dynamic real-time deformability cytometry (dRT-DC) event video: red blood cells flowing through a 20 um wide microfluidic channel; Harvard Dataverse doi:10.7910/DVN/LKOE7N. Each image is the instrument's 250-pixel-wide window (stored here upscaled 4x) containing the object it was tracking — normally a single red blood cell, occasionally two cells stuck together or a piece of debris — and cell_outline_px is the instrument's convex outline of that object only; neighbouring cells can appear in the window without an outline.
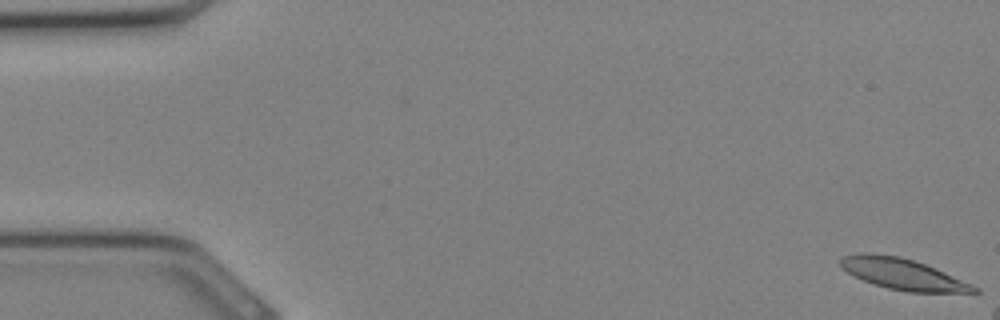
{"species": "Egyptian fruit bat (a non-hibernating species)", "species_latin": "Rousettus aegyptiacus", "temperature_condition": "cold", "stored_images_in_passage": 6, "camera_frame_rate_fps": 3000, "um_per_image_px": 0.085, "animal": {"sex": "female"}, "frame": {"image": 1, "passage_image": 1, "time_ms": 0.0, "image_size_px": [1000, 320], "cell_outline_px": [[980, 292], [908, 292], [888, 288], [864, 280], [840, 268], [840, 260], [844, 256], [860, 252], [868, 252], [900, 256], [936, 268], [972, 284], [980, 288]], "centroid_in_image_um": [76.74, 23.28], "position_along_channel_um": 8.3, "area_um2": 23.99}}